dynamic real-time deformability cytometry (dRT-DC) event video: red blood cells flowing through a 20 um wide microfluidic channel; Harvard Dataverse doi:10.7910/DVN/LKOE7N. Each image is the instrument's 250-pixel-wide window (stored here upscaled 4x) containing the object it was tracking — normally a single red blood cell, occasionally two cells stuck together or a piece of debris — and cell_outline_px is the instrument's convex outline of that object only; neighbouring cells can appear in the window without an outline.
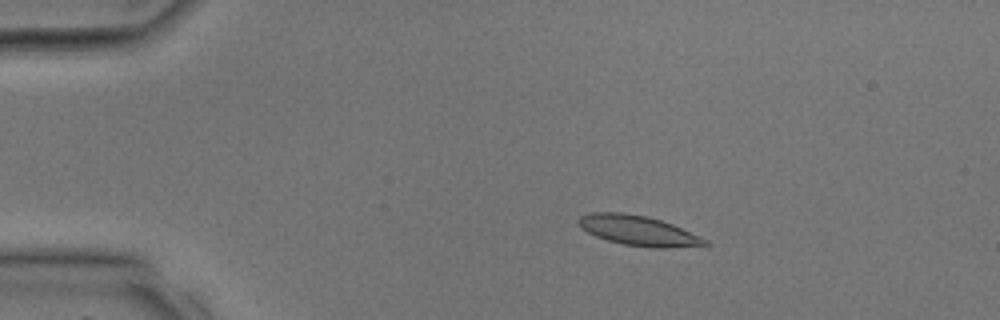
{"species": "common noctule bat (a hibernating species)", "species_latin": "Nyctalus noctula", "temperature_condition": "room temperature", "stored_images_in_passage": 35, "camera_frame_rate_fps": 3000, "um_per_image_px": 0.085, "animal": {"sex": "male", "body_mass_g": 17.9, "forearm_length_mm": 54.2}, "frame": {"image": 1, "passage_image": 7, "time_ms": 2.0, "image_size_px": [1000, 320], "cell_outline_px": [[708, 244], [668, 248], [652, 248], [624, 244], [608, 240], [596, 236], [580, 228], [576, 220], [580, 216], [588, 212], [624, 212], [648, 216], [672, 224], [708, 240]], "centroid_in_image_um": [54.19, 19.58], "position_along_channel_um": 30.8, "area_um2": 22.02}}
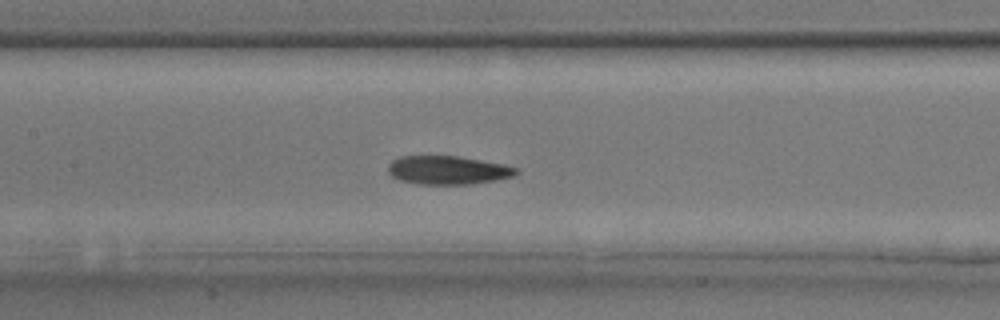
{"frame": {"image": 2, "passage_image": 17, "time_ms": 5.333, "image_size_px": [1000, 320], "cell_outline_px": [[520, 172], [512, 176], [496, 180], [472, 184], [420, 184], [400, 180], [392, 176], [388, 172], [388, 164], [392, 160], [400, 156], [460, 156], [504, 164], [520, 168]], "centroid_in_image_um": [38.09, 14.45], "position_along_channel_um": 169.3, "area_um2": 21.44}}
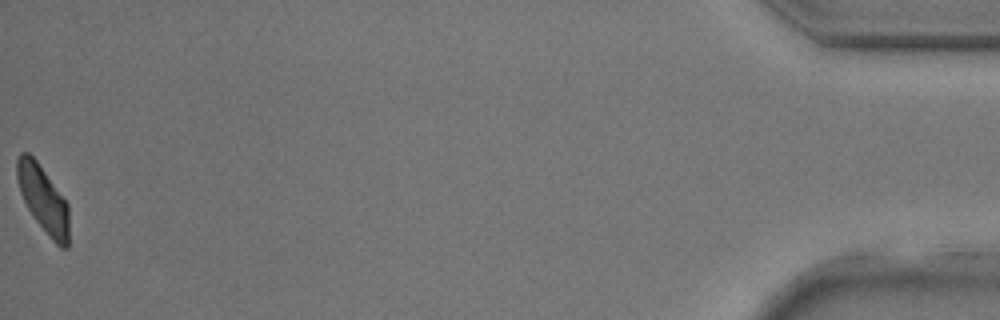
{"frame": {"image": 3, "passage_image": 35, "time_ms": 11.333, "image_size_px": [1000, 320], "cell_outline_px": [[68, 248], [60, 248], [52, 240], [32, 216], [20, 192], [16, 176], [16, 160], [20, 152], [28, 152], [36, 160], [68, 204]], "centroid_in_image_um": [3.65, 16.93], "position_along_channel_um": 431.5, "area_um2": 20.0}}